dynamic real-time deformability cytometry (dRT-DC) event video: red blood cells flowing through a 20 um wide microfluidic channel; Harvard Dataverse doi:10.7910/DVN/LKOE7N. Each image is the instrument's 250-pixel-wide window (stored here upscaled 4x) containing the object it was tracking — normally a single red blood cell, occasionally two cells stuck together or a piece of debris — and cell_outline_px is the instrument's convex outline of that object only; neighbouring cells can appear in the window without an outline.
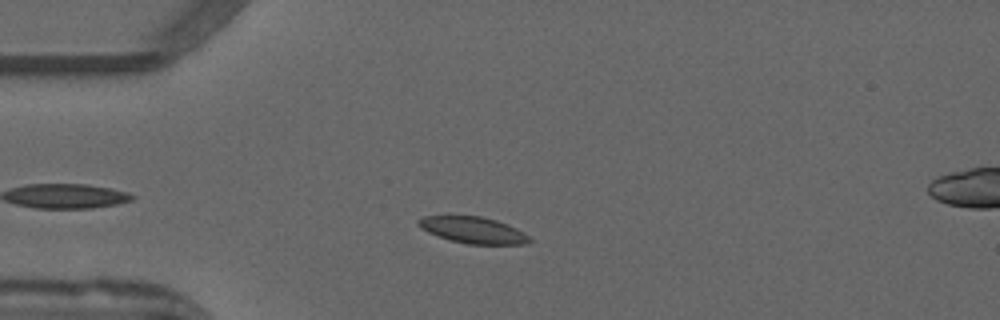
{"species": "common noctule bat (a hibernating species)", "species_latin": "Nyctalus noctula", "temperature_condition": "warm", "stored_images_in_passage": 42, "camera_frame_rate_fps": 3000, "um_per_image_px": 0.085, "animal": {"sex": "male", "forearm_length_mm": 52.5}, "frame": {"image": 1, "passage_image": 7, "time_ms": 2.0, "image_size_px": [1000, 320], "cell_outline_px": [[532, 240], [524, 244], [468, 244], [452, 240], [428, 232], [420, 228], [416, 224], [416, 220], [424, 216], [480, 216], [496, 220], [508, 224], [524, 232]], "centroid_in_image_um": [40.2, 19.55], "position_along_channel_um": 44.8, "area_um2": 16.99}}
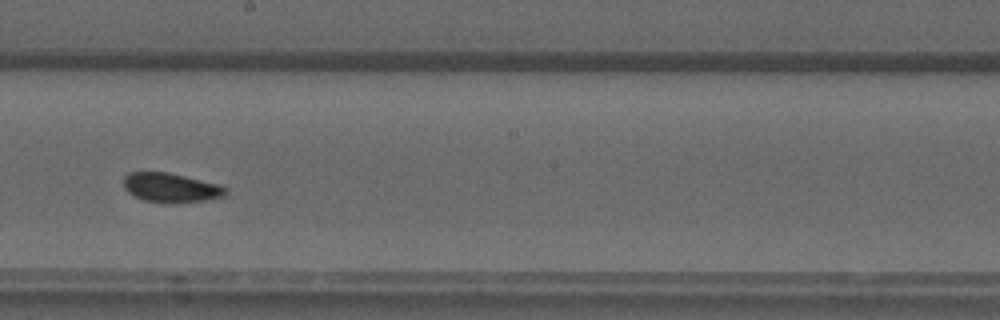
{"frame": {"image": 2, "passage_image": 23, "time_ms": 7.333, "image_size_px": [1000, 320], "cell_outline_px": [[228, 192], [224, 196], [204, 200], [172, 204], [164, 204], [144, 200], [128, 192], [124, 188], [124, 176], [128, 172], [168, 172], [216, 184], [228, 188]], "centroid_in_image_um": [14.5, 15.96], "position_along_channel_um": 233.7, "area_um2": 17.46}}
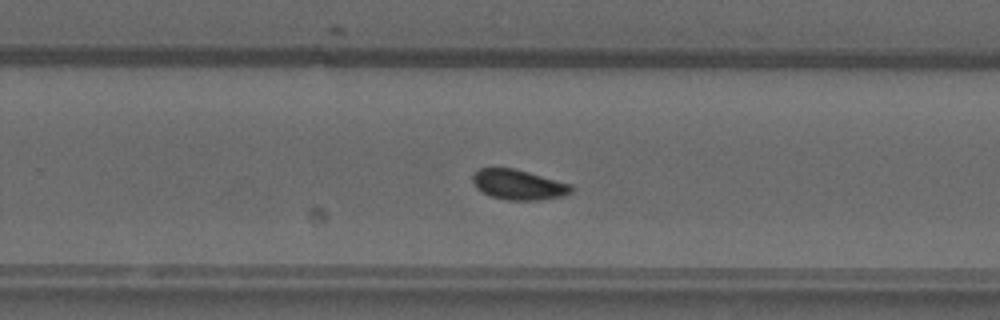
{"frame": {"image": 3, "passage_image": 27, "time_ms": 8.667, "image_size_px": [1000, 320], "cell_outline_px": [[572, 192], [564, 196], [540, 200], [508, 200], [488, 196], [476, 188], [472, 180], [472, 176], [480, 168], [512, 168], [528, 172], [572, 184]], "centroid_in_image_um": [44.07, 15.71], "position_along_channel_um": 285.7, "area_um2": 17.34}, "authors_computed_cell_mechanics": {"area_um2": 17.2244, "velocity_mm_per_s": 3.9256, "shape_relaxation_time_tau1_ms": 7.3174, "shape_relaxation_time_tau2_ms": 1.5864, "deformation_change_tau1": 0.1044, "deformation_change_tau2": 0.0573}}